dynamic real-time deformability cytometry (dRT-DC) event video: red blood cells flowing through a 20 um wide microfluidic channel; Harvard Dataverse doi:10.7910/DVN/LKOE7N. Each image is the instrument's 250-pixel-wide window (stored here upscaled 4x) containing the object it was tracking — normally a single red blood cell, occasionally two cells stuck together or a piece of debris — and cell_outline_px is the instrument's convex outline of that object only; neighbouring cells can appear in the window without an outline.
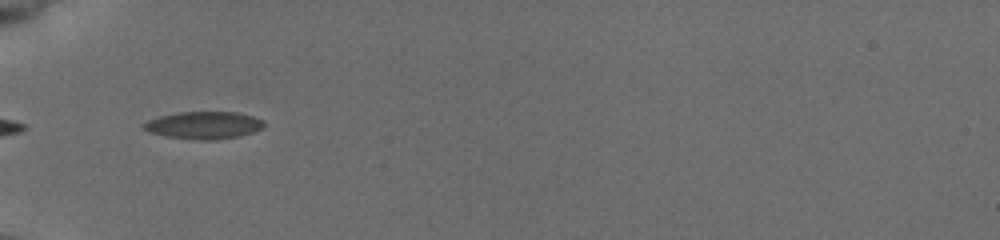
{"species": "common noctule bat (a hibernating species)", "species_latin": "Nyctalus noctula", "temperature_condition": "cold", "stored_images_in_passage": 12, "camera_frame_rate_fps": 3000, "um_per_image_px": 0.085, "animal": {"sex": "female", "body_mass_g": 19.5, "forearm_length_mm": 54.1}, "frame": {"image": 1, "passage_image": 1, "time_ms": 0.0, "image_size_px": [1000, 240], "cell_outline_px": [[264, 128], [240, 136], [216, 140], [196, 140], [164, 136], [148, 132], [140, 124], [148, 120], [160, 116], [176, 112], [236, 112], [252, 116], [260, 120], [264, 124]], "centroid_in_image_um": [17.28, 10.65], "position_along_channel_um": 67.7, "area_um2": 19.31}}
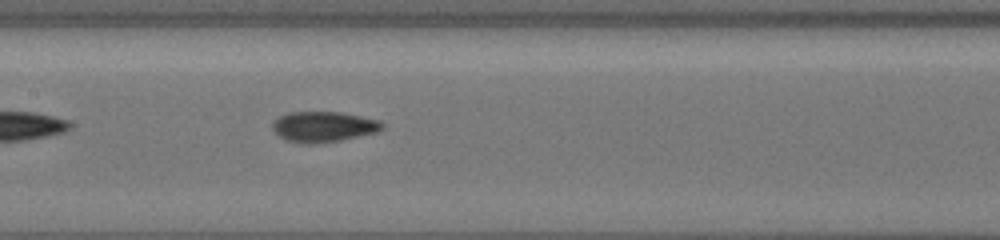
{"frame": {"image": 2, "passage_image": 4, "time_ms": 1.0, "image_size_px": [1000, 240], "cell_outline_px": [[384, 128], [376, 132], [340, 140], [312, 144], [300, 144], [288, 140], [280, 136], [272, 128], [272, 124], [280, 116], [288, 112], [340, 112], [380, 120], [384, 124]], "centroid_in_image_um": [27.51, 10.77], "position_along_channel_um": 179.9, "area_um2": 19.36}}
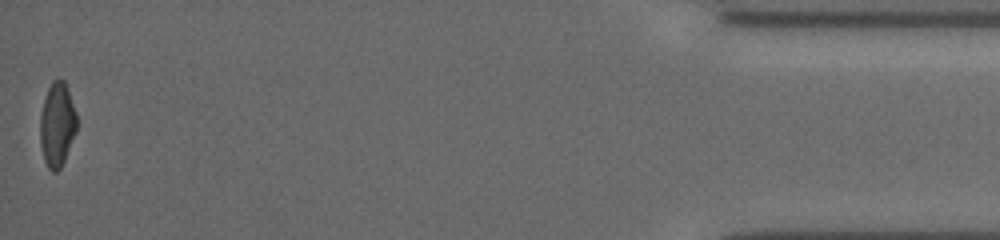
{"frame": {"image": 3, "passage_image": 12, "time_ms": 3.667, "image_size_px": [1000, 240], "cell_outline_px": [[76, 132], [64, 160], [60, 168], [56, 172], [52, 172], [48, 168], [44, 160], [40, 144], [40, 116], [44, 100], [48, 88], [52, 80], [64, 80], [76, 112]], "centroid_in_image_um": [4.84, 10.61], "position_along_channel_um": 430.4, "area_um2": 17.8}}